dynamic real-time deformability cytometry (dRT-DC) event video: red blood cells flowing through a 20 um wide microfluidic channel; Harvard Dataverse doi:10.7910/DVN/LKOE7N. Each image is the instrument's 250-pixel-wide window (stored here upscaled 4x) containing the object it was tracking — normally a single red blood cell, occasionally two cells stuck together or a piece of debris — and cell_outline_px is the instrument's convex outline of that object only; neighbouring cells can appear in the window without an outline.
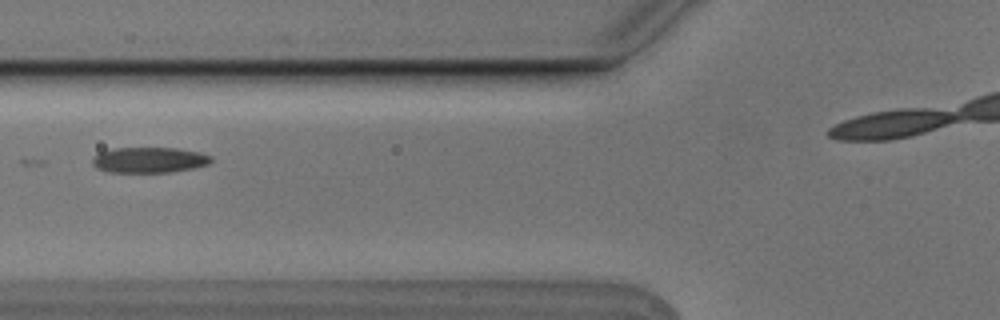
{"species": "Egyptian fruit bat (a non-hibernating species)", "species_latin": "Rousettus aegyptiacus", "temperature_condition": "cold", "stored_images_in_passage": 2, "camera_frame_rate_fps": 3000, "um_per_image_px": 0.085, "animal": {"sex": "male"}, "frame": {"image": 1, "passage_image": 2, "time_ms": 0.333, "image_size_px": [1000, 320], "cell_outline_px": [[212, 160], [208, 164], [192, 168], [168, 172], [108, 172], [96, 168], [92, 164], [92, 156], [100, 152], [112, 148], [176, 148], [200, 152], [212, 156]], "centroid_in_image_um": [12.65, 13.59], "position_along_channel_um": 113.2, "area_um2": 17.74}}